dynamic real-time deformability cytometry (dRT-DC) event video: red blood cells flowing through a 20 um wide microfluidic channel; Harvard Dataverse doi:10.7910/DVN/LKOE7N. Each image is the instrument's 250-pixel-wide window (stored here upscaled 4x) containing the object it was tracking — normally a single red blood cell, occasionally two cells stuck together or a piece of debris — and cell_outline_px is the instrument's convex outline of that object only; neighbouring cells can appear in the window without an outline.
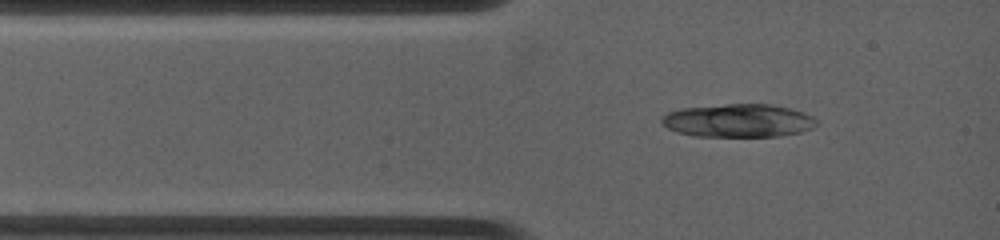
{"species": "common noctule bat (a hibernating species)", "species_latin": "Nyctalus noctula", "temperature_condition": "warm", "stored_images_in_passage": 2, "camera_frame_rate_fps": 4500, "um_per_image_px": 0.085, "animal": {"sex": "female", "body_mass_g": 19.0, "forearm_length_mm": 53.3}, "frame": {"image": 1, "passage_image": 2, "time_ms": 1.111, "image_size_px": [1000, 240], "cell_outline_px": [[820, 124], [812, 128], [800, 132], [780, 136], [692, 136], [676, 132], [660, 124], [660, 116], [668, 112], [680, 108], [728, 104], [768, 104], [788, 108], [804, 112], [812, 116]], "centroid_in_image_um": [62.72, 10.25], "position_along_channel_um": 22.3, "area_um2": 30.17}}